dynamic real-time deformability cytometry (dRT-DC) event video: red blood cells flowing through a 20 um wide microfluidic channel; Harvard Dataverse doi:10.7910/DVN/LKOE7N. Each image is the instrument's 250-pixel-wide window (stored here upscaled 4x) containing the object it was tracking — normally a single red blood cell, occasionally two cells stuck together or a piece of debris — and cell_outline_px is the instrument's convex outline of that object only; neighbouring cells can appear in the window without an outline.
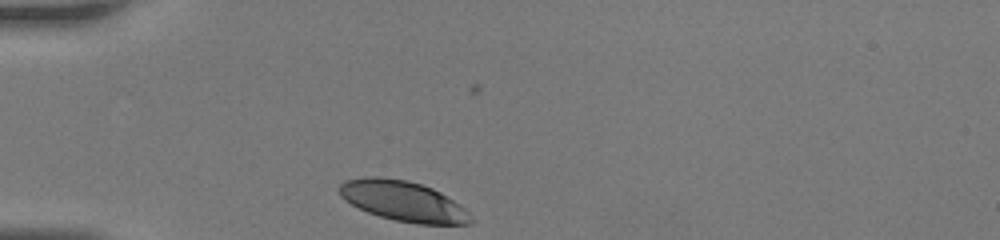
{"species": "human", "species_latin": "Homo sapiens", "temperature_condition": "room temperature", "stored_images_in_passage": 30, "camera_frame_rate_fps": 3000, "um_per_image_px": 0.085, "donor": {"sex": "female"}, "frame": {"image": 1, "passage_image": 1, "time_ms": 0.0, "image_size_px": [1000, 240], "cell_outline_px": [[476, 220], [472, 224], [416, 224], [396, 220], [380, 216], [368, 212], [344, 200], [340, 196], [340, 184], [344, 180], [364, 176], [380, 176], [408, 180], [432, 188], [440, 192], [464, 208]], "centroid_in_image_um": [34.28, 17.09], "position_along_channel_um": 50.7, "area_um2": 30.87}}
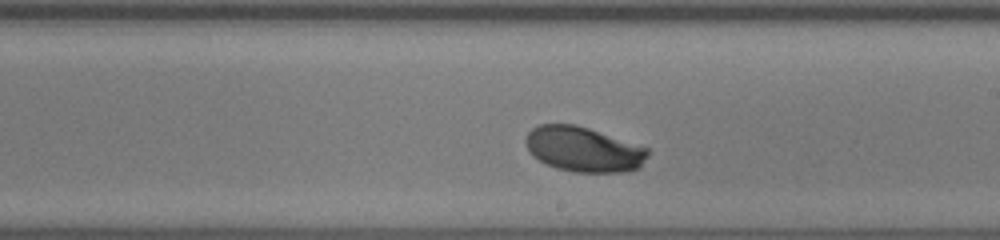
{"frame": {"image": 2, "passage_image": 18, "time_ms": 5.667, "image_size_px": [1000, 240], "cell_outline_px": [[648, 156], [640, 168], [624, 172], [572, 172], [556, 168], [532, 156], [524, 140], [528, 132], [532, 128], [540, 124], [576, 124], [648, 148]], "centroid_in_image_um": [49.59, 12.69], "position_along_channel_um": 239.4, "area_um2": 31.96}}
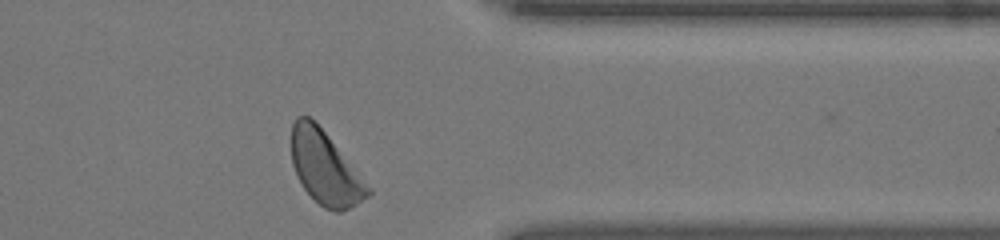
{"frame": {"image": 3, "passage_image": 30, "time_ms": 9.667, "image_size_px": [1000, 240], "cell_outline_px": [[372, 192], [368, 196], [356, 204], [340, 212], [336, 212], [324, 208], [304, 188], [292, 164], [292, 124], [296, 116], [308, 116], [324, 132], [372, 188]], "centroid_in_image_um": [27.65, 14.29], "position_along_channel_um": 383.8, "area_um2": 31.85}, "authors_computed_cell_mechanics": {"area_um2": 31.9634, "velocity_mm_per_s": 3.746, "shape_relaxation_time_tau1_ms": 2.8513, "shape_relaxation_time_tau2_ms": null, "deformation_change_tau1": 0.1303, "deformation_change_tau2": null}}